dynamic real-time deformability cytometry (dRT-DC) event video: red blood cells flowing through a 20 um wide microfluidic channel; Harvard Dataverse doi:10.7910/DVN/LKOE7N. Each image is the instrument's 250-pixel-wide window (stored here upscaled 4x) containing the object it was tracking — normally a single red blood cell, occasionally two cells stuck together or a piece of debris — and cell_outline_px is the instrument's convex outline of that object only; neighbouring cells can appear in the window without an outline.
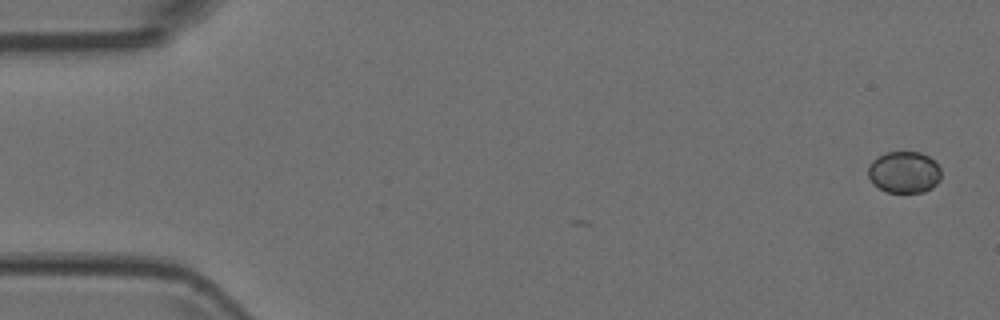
{"species": "Egyptian fruit bat (a non-hibernating species)", "species_latin": "Rousettus aegyptiacus", "temperature_condition": "room temperature", "stored_images_in_passage": 3, "camera_frame_rate_fps": 3000, "um_per_image_px": 0.085, "animal": {"sex": "female"}, "frame": {"image": 1, "passage_image": 1, "time_ms": 0.0, "image_size_px": [1000, 320], "cell_outline_px": [[940, 180], [932, 188], [924, 192], [888, 192], [872, 184], [868, 176], [868, 168], [872, 160], [876, 156], [888, 152], [920, 152], [928, 156], [940, 168]], "centroid_in_image_um": [76.83, 14.64], "position_along_channel_um": 8.2, "area_um2": 17.74}}